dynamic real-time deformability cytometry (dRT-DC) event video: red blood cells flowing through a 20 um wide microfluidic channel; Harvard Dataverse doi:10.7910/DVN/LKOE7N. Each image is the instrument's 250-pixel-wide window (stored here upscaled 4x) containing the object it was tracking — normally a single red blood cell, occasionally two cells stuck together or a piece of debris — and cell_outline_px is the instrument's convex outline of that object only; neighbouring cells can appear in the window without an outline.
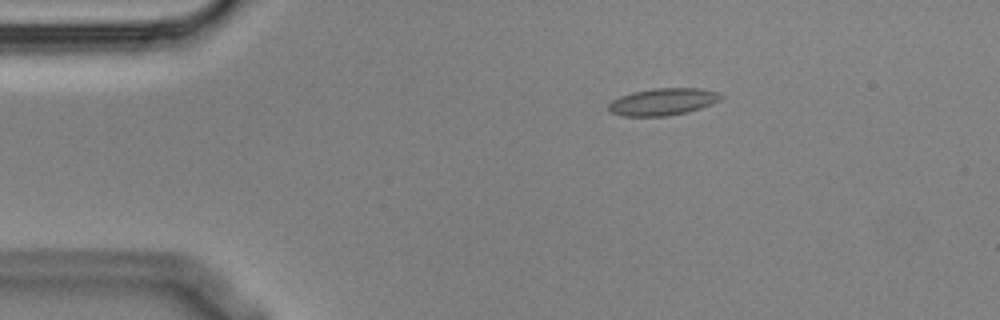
{"species": "Egyptian fruit bat (a non-hibernating species)", "species_latin": "Rousettus aegyptiacus", "temperature_condition": "cold", "stored_images_in_passage": 3, "camera_frame_rate_fps": 3000, "um_per_image_px": 0.085, "animal": {"sex": "male"}, "frame": {"image": 1, "passage_image": 1, "time_ms": 0.0, "image_size_px": [1000, 320], "cell_outline_px": [[724, 96], [720, 100], [712, 104], [688, 112], [668, 116], [624, 116], [608, 112], [608, 104], [612, 100], [620, 96], [632, 92], [652, 88], [700, 88], [716, 92]], "centroid_in_image_um": [56.32, 8.65], "position_along_channel_um": 28.7, "area_um2": 17.86}}
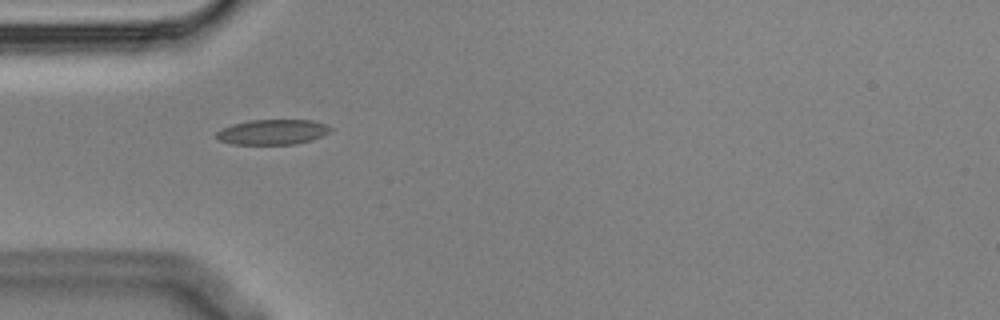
{"frame": {"image": 2, "passage_image": 3, "time_ms": 0.667, "image_size_px": [1000, 320], "cell_outline_px": [[332, 128], [328, 132], [312, 140], [296, 144], [232, 144], [220, 140], [216, 136], [216, 132], [232, 124], [252, 120], [312, 120], [328, 124]], "centroid_in_image_um": [23.19, 11.22], "position_along_channel_um": 61.8, "area_um2": 16.59}}